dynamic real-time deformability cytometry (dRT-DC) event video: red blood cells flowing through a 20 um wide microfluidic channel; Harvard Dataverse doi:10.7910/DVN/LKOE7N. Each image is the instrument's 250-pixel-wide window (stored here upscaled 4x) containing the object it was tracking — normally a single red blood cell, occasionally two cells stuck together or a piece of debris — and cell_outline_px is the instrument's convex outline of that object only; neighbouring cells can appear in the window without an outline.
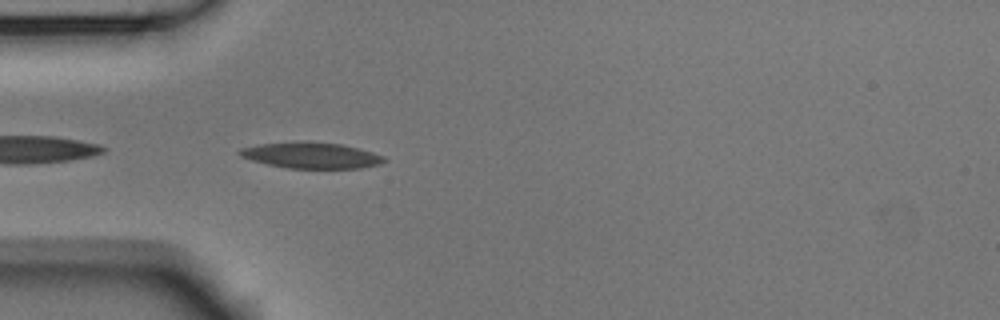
{"species": "Egyptian fruit bat (a non-hibernating species)", "species_latin": "Rousettus aegyptiacus", "temperature_condition": "room temperature", "stored_images_in_passage": 18, "camera_frame_rate_fps": 3000, "um_per_image_px": 0.085, "animal": {"sex": "male"}, "frame": {"image": 1, "passage_image": 2, "time_ms": 0.333, "image_size_px": [1000, 320], "cell_outline_px": [[388, 160], [380, 164], [360, 168], [288, 168], [268, 164], [252, 160], [240, 156], [236, 152], [240, 148], [260, 144], [296, 140], [308, 140], [340, 144], [372, 152], [384, 156]], "centroid_in_image_um": [26.43, 13.18], "position_along_channel_um": 58.6, "area_um2": 22.14}}
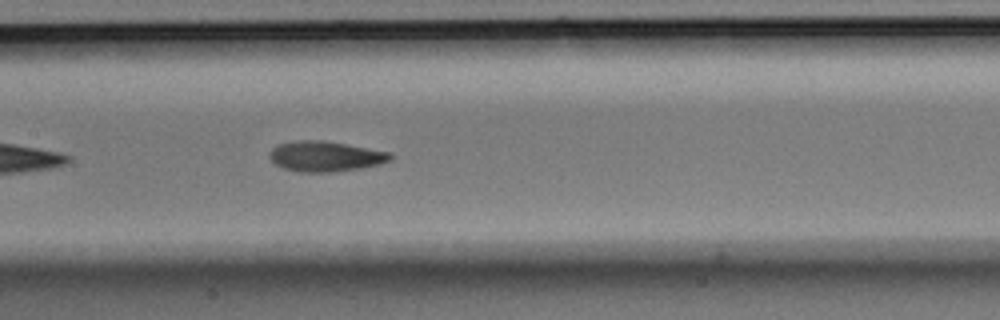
{"frame": {"image": 2, "passage_image": 12, "time_ms": 3.667, "image_size_px": [1000, 320], "cell_outline_px": [[392, 160], [380, 164], [360, 168], [332, 172], [300, 172], [284, 168], [276, 164], [268, 156], [268, 152], [272, 148], [280, 144], [296, 140], [324, 140], [392, 152]], "centroid_in_image_um": [27.67, 13.28], "position_along_channel_um": 179.7, "area_um2": 21.44}}
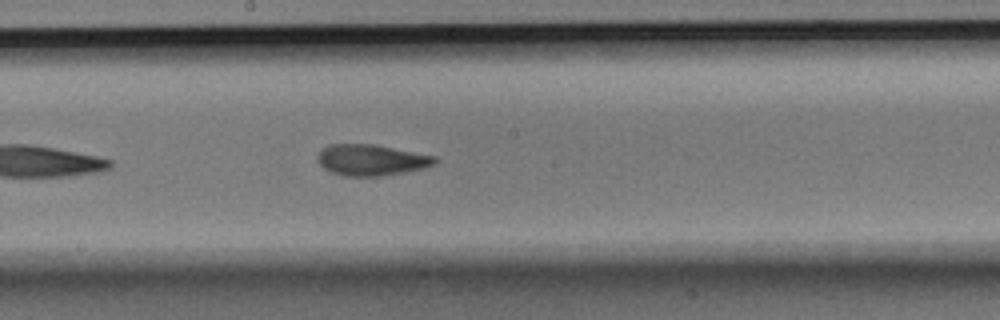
{"frame": {"image": 3, "passage_image": 15, "time_ms": 4.667, "image_size_px": [1000, 320], "cell_outline_px": [[436, 164], [424, 168], [404, 172], [380, 176], [344, 176], [332, 172], [324, 168], [316, 160], [316, 156], [320, 148], [328, 144], [372, 144], [436, 156]], "centroid_in_image_um": [31.51, 13.59], "position_along_channel_um": 216.7, "area_um2": 21.33}}